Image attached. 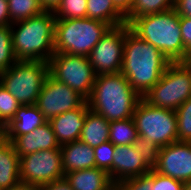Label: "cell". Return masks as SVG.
Returning <instances> with one entry per match:
<instances>
[{
    "mask_svg": "<svg viewBox=\"0 0 191 190\" xmlns=\"http://www.w3.org/2000/svg\"><path fill=\"white\" fill-rule=\"evenodd\" d=\"M171 62L156 47L135 34L128 25L121 73L143 98L160 80Z\"/></svg>",
    "mask_w": 191,
    "mask_h": 190,
    "instance_id": "cell-1",
    "label": "cell"
},
{
    "mask_svg": "<svg viewBox=\"0 0 191 190\" xmlns=\"http://www.w3.org/2000/svg\"><path fill=\"white\" fill-rule=\"evenodd\" d=\"M141 99L127 78L118 72L97 75L87 102L90 110L113 122L132 118Z\"/></svg>",
    "mask_w": 191,
    "mask_h": 190,
    "instance_id": "cell-2",
    "label": "cell"
},
{
    "mask_svg": "<svg viewBox=\"0 0 191 190\" xmlns=\"http://www.w3.org/2000/svg\"><path fill=\"white\" fill-rule=\"evenodd\" d=\"M55 22L54 13L44 11L40 15L11 24L16 59L49 62L55 54Z\"/></svg>",
    "mask_w": 191,
    "mask_h": 190,
    "instance_id": "cell-3",
    "label": "cell"
},
{
    "mask_svg": "<svg viewBox=\"0 0 191 190\" xmlns=\"http://www.w3.org/2000/svg\"><path fill=\"white\" fill-rule=\"evenodd\" d=\"M128 25L141 39L158 48L170 62H185L180 16L174 9L133 18Z\"/></svg>",
    "mask_w": 191,
    "mask_h": 190,
    "instance_id": "cell-4",
    "label": "cell"
},
{
    "mask_svg": "<svg viewBox=\"0 0 191 190\" xmlns=\"http://www.w3.org/2000/svg\"><path fill=\"white\" fill-rule=\"evenodd\" d=\"M110 26L85 18L56 19L55 53L88 56Z\"/></svg>",
    "mask_w": 191,
    "mask_h": 190,
    "instance_id": "cell-5",
    "label": "cell"
},
{
    "mask_svg": "<svg viewBox=\"0 0 191 190\" xmlns=\"http://www.w3.org/2000/svg\"><path fill=\"white\" fill-rule=\"evenodd\" d=\"M48 75V62L17 60L0 73V84L19 104L34 105Z\"/></svg>",
    "mask_w": 191,
    "mask_h": 190,
    "instance_id": "cell-6",
    "label": "cell"
},
{
    "mask_svg": "<svg viewBox=\"0 0 191 190\" xmlns=\"http://www.w3.org/2000/svg\"><path fill=\"white\" fill-rule=\"evenodd\" d=\"M190 97L191 66L187 62H171L143 99L155 107L175 111Z\"/></svg>",
    "mask_w": 191,
    "mask_h": 190,
    "instance_id": "cell-7",
    "label": "cell"
},
{
    "mask_svg": "<svg viewBox=\"0 0 191 190\" xmlns=\"http://www.w3.org/2000/svg\"><path fill=\"white\" fill-rule=\"evenodd\" d=\"M133 119L137 134L149 138L159 148L177 141L174 110L155 107L142 98L133 113Z\"/></svg>",
    "mask_w": 191,
    "mask_h": 190,
    "instance_id": "cell-8",
    "label": "cell"
},
{
    "mask_svg": "<svg viewBox=\"0 0 191 190\" xmlns=\"http://www.w3.org/2000/svg\"><path fill=\"white\" fill-rule=\"evenodd\" d=\"M48 64L53 78L65 83L86 100L90 97L97 75L87 56L55 53Z\"/></svg>",
    "mask_w": 191,
    "mask_h": 190,
    "instance_id": "cell-9",
    "label": "cell"
},
{
    "mask_svg": "<svg viewBox=\"0 0 191 190\" xmlns=\"http://www.w3.org/2000/svg\"><path fill=\"white\" fill-rule=\"evenodd\" d=\"M64 177L61 149L41 150L20 158V182L40 187Z\"/></svg>",
    "mask_w": 191,
    "mask_h": 190,
    "instance_id": "cell-10",
    "label": "cell"
},
{
    "mask_svg": "<svg viewBox=\"0 0 191 190\" xmlns=\"http://www.w3.org/2000/svg\"><path fill=\"white\" fill-rule=\"evenodd\" d=\"M127 26L110 27L87 56L96 75L121 72Z\"/></svg>",
    "mask_w": 191,
    "mask_h": 190,
    "instance_id": "cell-11",
    "label": "cell"
},
{
    "mask_svg": "<svg viewBox=\"0 0 191 190\" xmlns=\"http://www.w3.org/2000/svg\"><path fill=\"white\" fill-rule=\"evenodd\" d=\"M86 101L78 92L49 74L35 105L49 121L59 114L81 107Z\"/></svg>",
    "mask_w": 191,
    "mask_h": 190,
    "instance_id": "cell-12",
    "label": "cell"
},
{
    "mask_svg": "<svg viewBox=\"0 0 191 190\" xmlns=\"http://www.w3.org/2000/svg\"><path fill=\"white\" fill-rule=\"evenodd\" d=\"M153 170L181 182L191 180V142L176 141L160 148Z\"/></svg>",
    "mask_w": 191,
    "mask_h": 190,
    "instance_id": "cell-13",
    "label": "cell"
},
{
    "mask_svg": "<svg viewBox=\"0 0 191 190\" xmlns=\"http://www.w3.org/2000/svg\"><path fill=\"white\" fill-rule=\"evenodd\" d=\"M152 169L144 162L134 145L115 146L113 153V183L148 174Z\"/></svg>",
    "mask_w": 191,
    "mask_h": 190,
    "instance_id": "cell-14",
    "label": "cell"
},
{
    "mask_svg": "<svg viewBox=\"0 0 191 190\" xmlns=\"http://www.w3.org/2000/svg\"><path fill=\"white\" fill-rule=\"evenodd\" d=\"M88 110L89 105L86 101L81 107L66 111L48 121L60 146L79 140Z\"/></svg>",
    "mask_w": 191,
    "mask_h": 190,
    "instance_id": "cell-15",
    "label": "cell"
},
{
    "mask_svg": "<svg viewBox=\"0 0 191 190\" xmlns=\"http://www.w3.org/2000/svg\"><path fill=\"white\" fill-rule=\"evenodd\" d=\"M12 144L19 158L41 150L60 149L49 122L30 133L18 136Z\"/></svg>",
    "mask_w": 191,
    "mask_h": 190,
    "instance_id": "cell-16",
    "label": "cell"
},
{
    "mask_svg": "<svg viewBox=\"0 0 191 190\" xmlns=\"http://www.w3.org/2000/svg\"><path fill=\"white\" fill-rule=\"evenodd\" d=\"M60 149L64 175L72 171L95 167L94 148L81 140L61 145Z\"/></svg>",
    "mask_w": 191,
    "mask_h": 190,
    "instance_id": "cell-17",
    "label": "cell"
},
{
    "mask_svg": "<svg viewBox=\"0 0 191 190\" xmlns=\"http://www.w3.org/2000/svg\"><path fill=\"white\" fill-rule=\"evenodd\" d=\"M47 119L34 105H21L7 124L4 138L13 142L18 136L30 133L44 125Z\"/></svg>",
    "mask_w": 191,
    "mask_h": 190,
    "instance_id": "cell-18",
    "label": "cell"
},
{
    "mask_svg": "<svg viewBox=\"0 0 191 190\" xmlns=\"http://www.w3.org/2000/svg\"><path fill=\"white\" fill-rule=\"evenodd\" d=\"M65 178L73 190H115L108 172L97 167L72 171Z\"/></svg>",
    "mask_w": 191,
    "mask_h": 190,
    "instance_id": "cell-19",
    "label": "cell"
},
{
    "mask_svg": "<svg viewBox=\"0 0 191 190\" xmlns=\"http://www.w3.org/2000/svg\"><path fill=\"white\" fill-rule=\"evenodd\" d=\"M20 182V158L11 141L0 138V190Z\"/></svg>",
    "mask_w": 191,
    "mask_h": 190,
    "instance_id": "cell-20",
    "label": "cell"
},
{
    "mask_svg": "<svg viewBox=\"0 0 191 190\" xmlns=\"http://www.w3.org/2000/svg\"><path fill=\"white\" fill-rule=\"evenodd\" d=\"M109 131L110 122L89 109L85 115V124L79 140L95 148L109 141Z\"/></svg>",
    "mask_w": 191,
    "mask_h": 190,
    "instance_id": "cell-21",
    "label": "cell"
},
{
    "mask_svg": "<svg viewBox=\"0 0 191 190\" xmlns=\"http://www.w3.org/2000/svg\"><path fill=\"white\" fill-rule=\"evenodd\" d=\"M87 17L110 27L126 23L125 17L115 8L112 0H87Z\"/></svg>",
    "mask_w": 191,
    "mask_h": 190,
    "instance_id": "cell-22",
    "label": "cell"
},
{
    "mask_svg": "<svg viewBox=\"0 0 191 190\" xmlns=\"http://www.w3.org/2000/svg\"><path fill=\"white\" fill-rule=\"evenodd\" d=\"M138 134L133 117L110 122L109 141L115 145H132Z\"/></svg>",
    "mask_w": 191,
    "mask_h": 190,
    "instance_id": "cell-23",
    "label": "cell"
},
{
    "mask_svg": "<svg viewBox=\"0 0 191 190\" xmlns=\"http://www.w3.org/2000/svg\"><path fill=\"white\" fill-rule=\"evenodd\" d=\"M175 0H133L130 13L125 17L128 24L133 18L161 13L174 8Z\"/></svg>",
    "mask_w": 191,
    "mask_h": 190,
    "instance_id": "cell-24",
    "label": "cell"
},
{
    "mask_svg": "<svg viewBox=\"0 0 191 190\" xmlns=\"http://www.w3.org/2000/svg\"><path fill=\"white\" fill-rule=\"evenodd\" d=\"M8 6L12 24L40 15L45 11L39 0H8Z\"/></svg>",
    "mask_w": 191,
    "mask_h": 190,
    "instance_id": "cell-25",
    "label": "cell"
},
{
    "mask_svg": "<svg viewBox=\"0 0 191 190\" xmlns=\"http://www.w3.org/2000/svg\"><path fill=\"white\" fill-rule=\"evenodd\" d=\"M16 61L11 26L0 27V73L9 69Z\"/></svg>",
    "mask_w": 191,
    "mask_h": 190,
    "instance_id": "cell-26",
    "label": "cell"
},
{
    "mask_svg": "<svg viewBox=\"0 0 191 190\" xmlns=\"http://www.w3.org/2000/svg\"><path fill=\"white\" fill-rule=\"evenodd\" d=\"M177 141L191 142V97L176 110Z\"/></svg>",
    "mask_w": 191,
    "mask_h": 190,
    "instance_id": "cell-27",
    "label": "cell"
},
{
    "mask_svg": "<svg viewBox=\"0 0 191 190\" xmlns=\"http://www.w3.org/2000/svg\"><path fill=\"white\" fill-rule=\"evenodd\" d=\"M56 19H78L87 17V0H62L53 12Z\"/></svg>",
    "mask_w": 191,
    "mask_h": 190,
    "instance_id": "cell-28",
    "label": "cell"
},
{
    "mask_svg": "<svg viewBox=\"0 0 191 190\" xmlns=\"http://www.w3.org/2000/svg\"><path fill=\"white\" fill-rule=\"evenodd\" d=\"M114 151H115V145H113L110 141L105 142L94 148L95 167L107 171L112 182H113Z\"/></svg>",
    "mask_w": 191,
    "mask_h": 190,
    "instance_id": "cell-29",
    "label": "cell"
},
{
    "mask_svg": "<svg viewBox=\"0 0 191 190\" xmlns=\"http://www.w3.org/2000/svg\"><path fill=\"white\" fill-rule=\"evenodd\" d=\"M134 147L142 156L144 162L153 169L158 161L159 147L154 144L149 138L137 136L133 142Z\"/></svg>",
    "mask_w": 191,
    "mask_h": 190,
    "instance_id": "cell-30",
    "label": "cell"
},
{
    "mask_svg": "<svg viewBox=\"0 0 191 190\" xmlns=\"http://www.w3.org/2000/svg\"><path fill=\"white\" fill-rule=\"evenodd\" d=\"M21 106L14 96H12L0 84V117L8 124Z\"/></svg>",
    "mask_w": 191,
    "mask_h": 190,
    "instance_id": "cell-31",
    "label": "cell"
},
{
    "mask_svg": "<svg viewBox=\"0 0 191 190\" xmlns=\"http://www.w3.org/2000/svg\"><path fill=\"white\" fill-rule=\"evenodd\" d=\"M153 169L145 175L127 178L115 185V190H152Z\"/></svg>",
    "mask_w": 191,
    "mask_h": 190,
    "instance_id": "cell-32",
    "label": "cell"
},
{
    "mask_svg": "<svg viewBox=\"0 0 191 190\" xmlns=\"http://www.w3.org/2000/svg\"><path fill=\"white\" fill-rule=\"evenodd\" d=\"M152 190H183V182L161 175L153 170Z\"/></svg>",
    "mask_w": 191,
    "mask_h": 190,
    "instance_id": "cell-33",
    "label": "cell"
},
{
    "mask_svg": "<svg viewBox=\"0 0 191 190\" xmlns=\"http://www.w3.org/2000/svg\"><path fill=\"white\" fill-rule=\"evenodd\" d=\"M180 28L185 47V62H187L191 54V18L180 16Z\"/></svg>",
    "mask_w": 191,
    "mask_h": 190,
    "instance_id": "cell-34",
    "label": "cell"
},
{
    "mask_svg": "<svg viewBox=\"0 0 191 190\" xmlns=\"http://www.w3.org/2000/svg\"><path fill=\"white\" fill-rule=\"evenodd\" d=\"M173 9L179 16L191 18V0H175Z\"/></svg>",
    "mask_w": 191,
    "mask_h": 190,
    "instance_id": "cell-35",
    "label": "cell"
},
{
    "mask_svg": "<svg viewBox=\"0 0 191 190\" xmlns=\"http://www.w3.org/2000/svg\"><path fill=\"white\" fill-rule=\"evenodd\" d=\"M40 190H73L66 178L56 180L40 186Z\"/></svg>",
    "mask_w": 191,
    "mask_h": 190,
    "instance_id": "cell-36",
    "label": "cell"
},
{
    "mask_svg": "<svg viewBox=\"0 0 191 190\" xmlns=\"http://www.w3.org/2000/svg\"><path fill=\"white\" fill-rule=\"evenodd\" d=\"M11 24L8 0H0V27L10 26Z\"/></svg>",
    "mask_w": 191,
    "mask_h": 190,
    "instance_id": "cell-37",
    "label": "cell"
},
{
    "mask_svg": "<svg viewBox=\"0 0 191 190\" xmlns=\"http://www.w3.org/2000/svg\"><path fill=\"white\" fill-rule=\"evenodd\" d=\"M115 8L126 17L130 11L133 4V0H112Z\"/></svg>",
    "mask_w": 191,
    "mask_h": 190,
    "instance_id": "cell-38",
    "label": "cell"
},
{
    "mask_svg": "<svg viewBox=\"0 0 191 190\" xmlns=\"http://www.w3.org/2000/svg\"><path fill=\"white\" fill-rule=\"evenodd\" d=\"M39 2L45 11L54 12L60 5L62 0H39Z\"/></svg>",
    "mask_w": 191,
    "mask_h": 190,
    "instance_id": "cell-39",
    "label": "cell"
},
{
    "mask_svg": "<svg viewBox=\"0 0 191 190\" xmlns=\"http://www.w3.org/2000/svg\"><path fill=\"white\" fill-rule=\"evenodd\" d=\"M8 190H40V187L28 183L19 182Z\"/></svg>",
    "mask_w": 191,
    "mask_h": 190,
    "instance_id": "cell-40",
    "label": "cell"
},
{
    "mask_svg": "<svg viewBox=\"0 0 191 190\" xmlns=\"http://www.w3.org/2000/svg\"><path fill=\"white\" fill-rule=\"evenodd\" d=\"M7 129V124L0 117V138H4Z\"/></svg>",
    "mask_w": 191,
    "mask_h": 190,
    "instance_id": "cell-41",
    "label": "cell"
},
{
    "mask_svg": "<svg viewBox=\"0 0 191 190\" xmlns=\"http://www.w3.org/2000/svg\"><path fill=\"white\" fill-rule=\"evenodd\" d=\"M183 190H191V180L183 182Z\"/></svg>",
    "mask_w": 191,
    "mask_h": 190,
    "instance_id": "cell-42",
    "label": "cell"
},
{
    "mask_svg": "<svg viewBox=\"0 0 191 190\" xmlns=\"http://www.w3.org/2000/svg\"><path fill=\"white\" fill-rule=\"evenodd\" d=\"M187 63L191 66V54L189 55Z\"/></svg>",
    "mask_w": 191,
    "mask_h": 190,
    "instance_id": "cell-43",
    "label": "cell"
}]
</instances>
